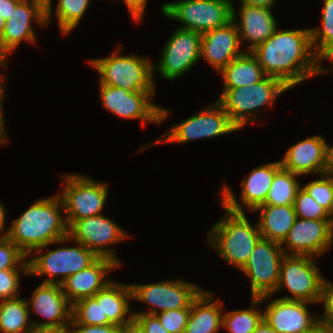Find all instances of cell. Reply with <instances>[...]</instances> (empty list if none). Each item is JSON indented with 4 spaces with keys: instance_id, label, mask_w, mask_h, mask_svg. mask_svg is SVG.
<instances>
[{
    "instance_id": "obj_38",
    "label": "cell",
    "mask_w": 333,
    "mask_h": 333,
    "mask_svg": "<svg viewBox=\"0 0 333 333\" xmlns=\"http://www.w3.org/2000/svg\"><path fill=\"white\" fill-rule=\"evenodd\" d=\"M28 274V269H6L0 271V301L19 297L20 273ZM20 272V273H19Z\"/></svg>"
},
{
    "instance_id": "obj_26",
    "label": "cell",
    "mask_w": 333,
    "mask_h": 333,
    "mask_svg": "<svg viewBox=\"0 0 333 333\" xmlns=\"http://www.w3.org/2000/svg\"><path fill=\"white\" fill-rule=\"evenodd\" d=\"M213 297L212 292L203 290L192 302L184 333H216L222 328L223 303Z\"/></svg>"
},
{
    "instance_id": "obj_33",
    "label": "cell",
    "mask_w": 333,
    "mask_h": 333,
    "mask_svg": "<svg viewBox=\"0 0 333 333\" xmlns=\"http://www.w3.org/2000/svg\"><path fill=\"white\" fill-rule=\"evenodd\" d=\"M91 0H58L56 16L62 35L74 30L89 7Z\"/></svg>"
},
{
    "instance_id": "obj_9",
    "label": "cell",
    "mask_w": 333,
    "mask_h": 333,
    "mask_svg": "<svg viewBox=\"0 0 333 333\" xmlns=\"http://www.w3.org/2000/svg\"><path fill=\"white\" fill-rule=\"evenodd\" d=\"M206 107L199 113L172 125L164 136L149 143L151 144L149 146L143 145L139 151L161 142L187 143L195 139L213 138L240 130L217 101L214 105Z\"/></svg>"
},
{
    "instance_id": "obj_10",
    "label": "cell",
    "mask_w": 333,
    "mask_h": 333,
    "mask_svg": "<svg viewBox=\"0 0 333 333\" xmlns=\"http://www.w3.org/2000/svg\"><path fill=\"white\" fill-rule=\"evenodd\" d=\"M284 256L281 244L262 237L258 240L241 269L250 281L251 297H261V301L264 302L275 294Z\"/></svg>"
},
{
    "instance_id": "obj_39",
    "label": "cell",
    "mask_w": 333,
    "mask_h": 333,
    "mask_svg": "<svg viewBox=\"0 0 333 333\" xmlns=\"http://www.w3.org/2000/svg\"><path fill=\"white\" fill-rule=\"evenodd\" d=\"M190 308L168 310L155 314L162 326L169 333H184L187 325Z\"/></svg>"
},
{
    "instance_id": "obj_1",
    "label": "cell",
    "mask_w": 333,
    "mask_h": 333,
    "mask_svg": "<svg viewBox=\"0 0 333 333\" xmlns=\"http://www.w3.org/2000/svg\"><path fill=\"white\" fill-rule=\"evenodd\" d=\"M310 29L277 28L271 37L250 51L266 76L278 78L293 88L308 78L332 72L320 64L312 48Z\"/></svg>"
},
{
    "instance_id": "obj_49",
    "label": "cell",
    "mask_w": 333,
    "mask_h": 333,
    "mask_svg": "<svg viewBox=\"0 0 333 333\" xmlns=\"http://www.w3.org/2000/svg\"><path fill=\"white\" fill-rule=\"evenodd\" d=\"M277 0H239L241 4L272 8Z\"/></svg>"
},
{
    "instance_id": "obj_20",
    "label": "cell",
    "mask_w": 333,
    "mask_h": 333,
    "mask_svg": "<svg viewBox=\"0 0 333 333\" xmlns=\"http://www.w3.org/2000/svg\"><path fill=\"white\" fill-rule=\"evenodd\" d=\"M27 304L29 312L33 310L45 320H32V324L68 329L72 320V304L63 293L61 284L41 283Z\"/></svg>"
},
{
    "instance_id": "obj_42",
    "label": "cell",
    "mask_w": 333,
    "mask_h": 333,
    "mask_svg": "<svg viewBox=\"0 0 333 333\" xmlns=\"http://www.w3.org/2000/svg\"><path fill=\"white\" fill-rule=\"evenodd\" d=\"M134 318L142 325L146 333H169L155 314H134Z\"/></svg>"
},
{
    "instance_id": "obj_2",
    "label": "cell",
    "mask_w": 333,
    "mask_h": 333,
    "mask_svg": "<svg viewBox=\"0 0 333 333\" xmlns=\"http://www.w3.org/2000/svg\"><path fill=\"white\" fill-rule=\"evenodd\" d=\"M63 212L64 206L58 194L37 200L21 216L13 220L6 237L27 257L35 249L53 242H69Z\"/></svg>"
},
{
    "instance_id": "obj_13",
    "label": "cell",
    "mask_w": 333,
    "mask_h": 333,
    "mask_svg": "<svg viewBox=\"0 0 333 333\" xmlns=\"http://www.w3.org/2000/svg\"><path fill=\"white\" fill-rule=\"evenodd\" d=\"M133 299L149 305L150 311L133 314H157L168 310L191 308L192 302L204 290L196 284L177 280H164L150 284H131Z\"/></svg>"
},
{
    "instance_id": "obj_16",
    "label": "cell",
    "mask_w": 333,
    "mask_h": 333,
    "mask_svg": "<svg viewBox=\"0 0 333 333\" xmlns=\"http://www.w3.org/2000/svg\"><path fill=\"white\" fill-rule=\"evenodd\" d=\"M332 243V220L297 217L281 245L285 255L318 257L327 253Z\"/></svg>"
},
{
    "instance_id": "obj_28",
    "label": "cell",
    "mask_w": 333,
    "mask_h": 333,
    "mask_svg": "<svg viewBox=\"0 0 333 333\" xmlns=\"http://www.w3.org/2000/svg\"><path fill=\"white\" fill-rule=\"evenodd\" d=\"M224 88H238L260 82L266 75L250 51H244L221 71Z\"/></svg>"
},
{
    "instance_id": "obj_45",
    "label": "cell",
    "mask_w": 333,
    "mask_h": 333,
    "mask_svg": "<svg viewBox=\"0 0 333 333\" xmlns=\"http://www.w3.org/2000/svg\"><path fill=\"white\" fill-rule=\"evenodd\" d=\"M21 0H0V15L2 18L7 21L11 16L15 6Z\"/></svg>"
},
{
    "instance_id": "obj_19",
    "label": "cell",
    "mask_w": 333,
    "mask_h": 333,
    "mask_svg": "<svg viewBox=\"0 0 333 333\" xmlns=\"http://www.w3.org/2000/svg\"><path fill=\"white\" fill-rule=\"evenodd\" d=\"M309 303L275 298L264 309L263 318L276 333H322L320 317L310 314Z\"/></svg>"
},
{
    "instance_id": "obj_14",
    "label": "cell",
    "mask_w": 333,
    "mask_h": 333,
    "mask_svg": "<svg viewBox=\"0 0 333 333\" xmlns=\"http://www.w3.org/2000/svg\"><path fill=\"white\" fill-rule=\"evenodd\" d=\"M68 237L71 241L84 245L98 257L110 258L121 266V260L119 261L115 251L109 246L130 238V235L114 220L101 214L75 220L68 227Z\"/></svg>"
},
{
    "instance_id": "obj_40",
    "label": "cell",
    "mask_w": 333,
    "mask_h": 333,
    "mask_svg": "<svg viewBox=\"0 0 333 333\" xmlns=\"http://www.w3.org/2000/svg\"><path fill=\"white\" fill-rule=\"evenodd\" d=\"M323 302L324 315L319 316L320 326L323 332H333V283L325 278L322 283L321 300Z\"/></svg>"
},
{
    "instance_id": "obj_41",
    "label": "cell",
    "mask_w": 333,
    "mask_h": 333,
    "mask_svg": "<svg viewBox=\"0 0 333 333\" xmlns=\"http://www.w3.org/2000/svg\"><path fill=\"white\" fill-rule=\"evenodd\" d=\"M67 333H121V327L116 325H79L73 319Z\"/></svg>"
},
{
    "instance_id": "obj_11",
    "label": "cell",
    "mask_w": 333,
    "mask_h": 333,
    "mask_svg": "<svg viewBox=\"0 0 333 333\" xmlns=\"http://www.w3.org/2000/svg\"><path fill=\"white\" fill-rule=\"evenodd\" d=\"M314 257L285 255L281 262L280 278L275 289H287L292 296L279 297L285 300H302L319 303L321 300L322 276Z\"/></svg>"
},
{
    "instance_id": "obj_44",
    "label": "cell",
    "mask_w": 333,
    "mask_h": 333,
    "mask_svg": "<svg viewBox=\"0 0 333 333\" xmlns=\"http://www.w3.org/2000/svg\"><path fill=\"white\" fill-rule=\"evenodd\" d=\"M4 84L0 87V142L3 143V145H7L8 137H7V131L5 129V120H4V111H3V98L5 95L4 90Z\"/></svg>"
},
{
    "instance_id": "obj_6",
    "label": "cell",
    "mask_w": 333,
    "mask_h": 333,
    "mask_svg": "<svg viewBox=\"0 0 333 333\" xmlns=\"http://www.w3.org/2000/svg\"><path fill=\"white\" fill-rule=\"evenodd\" d=\"M77 247H58L51 250L49 244L35 249L31 254L43 253L28 259V274L47 276L42 283L61 284L70 275L88 268L99 257L84 245L75 242ZM44 250H48L44 253ZM50 250V251H49ZM56 279V280H55Z\"/></svg>"
},
{
    "instance_id": "obj_3",
    "label": "cell",
    "mask_w": 333,
    "mask_h": 333,
    "mask_svg": "<svg viewBox=\"0 0 333 333\" xmlns=\"http://www.w3.org/2000/svg\"><path fill=\"white\" fill-rule=\"evenodd\" d=\"M223 208L225 215L214 224L210 232H207L206 242L228 265L241 270L261 238V234L258 224L252 225L245 213Z\"/></svg>"
},
{
    "instance_id": "obj_50",
    "label": "cell",
    "mask_w": 333,
    "mask_h": 333,
    "mask_svg": "<svg viewBox=\"0 0 333 333\" xmlns=\"http://www.w3.org/2000/svg\"><path fill=\"white\" fill-rule=\"evenodd\" d=\"M5 207L3 206V204L0 202V237H6L7 236V233L8 231L5 230Z\"/></svg>"
},
{
    "instance_id": "obj_4",
    "label": "cell",
    "mask_w": 333,
    "mask_h": 333,
    "mask_svg": "<svg viewBox=\"0 0 333 333\" xmlns=\"http://www.w3.org/2000/svg\"><path fill=\"white\" fill-rule=\"evenodd\" d=\"M290 88L275 77L265 76L260 82L238 88H223L216 100L229 115L230 120L239 128L257 121L259 110L270 108L282 93Z\"/></svg>"
},
{
    "instance_id": "obj_24",
    "label": "cell",
    "mask_w": 333,
    "mask_h": 333,
    "mask_svg": "<svg viewBox=\"0 0 333 333\" xmlns=\"http://www.w3.org/2000/svg\"><path fill=\"white\" fill-rule=\"evenodd\" d=\"M238 10L239 13H236L233 4V19L237 20V14L240 16L239 23H236L240 44L241 40L250 42L246 51H251L266 41L278 28L271 8L242 4Z\"/></svg>"
},
{
    "instance_id": "obj_55",
    "label": "cell",
    "mask_w": 333,
    "mask_h": 333,
    "mask_svg": "<svg viewBox=\"0 0 333 333\" xmlns=\"http://www.w3.org/2000/svg\"><path fill=\"white\" fill-rule=\"evenodd\" d=\"M332 232H333V216H332Z\"/></svg>"
},
{
    "instance_id": "obj_34",
    "label": "cell",
    "mask_w": 333,
    "mask_h": 333,
    "mask_svg": "<svg viewBox=\"0 0 333 333\" xmlns=\"http://www.w3.org/2000/svg\"><path fill=\"white\" fill-rule=\"evenodd\" d=\"M72 319L79 325H103L101 301L93 296L72 304Z\"/></svg>"
},
{
    "instance_id": "obj_8",
    "label": "cell",
    "mask_w": 333,
    "mask_h": 333,
    "mask_svg": "<svg viewBox=\"0 0 333 333\" xmlns=\"http://www.w3.org/2000/svg\"><path fill=\"white\" fill-rule=\"evenodd\" d=\"M62 193H57L64 206V217L69 227L75 220L101 215L108 197L107 184L81 174L63 175Z\"/></svg>"
},
{
    "instance_id": "obj_5",
    "label": "cell",
    "mask_w": 333,
    "mask_h": 333,
    "mask_svg": "<svg viewBox=\"0 0 333 333\" xmlns=\"http://www.w3.org/2000/svg\"><path fill=\"white\" fill-rule=\"evenodd\" d=\"M118 47L106 58L89 60V64L98 72L99 84L120 87L129 92L156 91L153 63L149 57L137 54L121 55Z\"/></svg>"
},
{
    "instance_id": "obj_35",
    "label": "cell",
    "mask_w": 333,
    "mask_h": 333,
    "mask_svg": "<svg viewBox=\"0 0 333 333\" xmlns=\"http://www.w3.org/2000/svg\"><path fill=\"white\" fill-rule=\"evenodd\" d=\"M294 209L302 219L332 220V215L309 195L302 186L297 190Z\"/></svg>"
},
{
    "instance_id": "obj_15",
    "label": "cell",
    "mask_w": 333,
    "mask_h": 333,
    "mask_svg": "<svg viewBox=\"0 0 333 333\" xmlns=\"http://www.w3.org/2000/svg\"><path fill=\"white\" fill-rule=\"evenodd\" d=\"M201 33L178 27L166 42L159 65H153L157 73L167 81L182 77L198 63L200 59Z\"/></svg>"
},
{
    "instance_id": "obj_31",
    "label": "cell",
    "mask_w": 333,
    "mask_h": 333,
    "mask_svg": "<svg viewBox=\"0 0 333 333\" xmlns=\"http://www.w3.org/2000/svg\"><path fill=\"white\" fill-rule=\"evenodd\" d=\"M298 177L281 167L274 175L263 205H294L297 190L301 187Z\"/></svg>"
},
{
    "instance_id": "obj_53",
    "label": "cell",
    "mask_w": 333,
    "mask_h": 333,
    "mask_svg": "<svg viewBox=\"0 0 333 333\" xmlns=\"http://www.w3.org/2000/svg\"><path fill=\"white\" fill-rule=\"evenodd\" d=\"M6 60H7L6 56H1L0 57V66L5 68L6 63H7ZM5 80H6L5 75H0V87L3 85V83H5Z\"/></svg>"
},
{
    "instance_id": "obj_25",
    "label": "cell",
    "mask_w": 333,
    "mask_h": 333,
    "mask_svg": "<svg viewBox=\"0 0 333 333\" xmlns=\"http://www.w3.org/2000/svg\"><path fill=\"white\" fill-rule=\"evenodd\" d=\"M93 297L101 301L103 325L113 324L122 327L134 318L129 303L133 299L131 284L112 281Z\"/></svg>"
},
{
    "instance_id": "obj_21",
    "label": "cell",
    "mask_w": 333,
    "mask_h": 333,
    "mask_svg": "<svg viewBox=\"0 0 333 333\" xmlns=\"http://www.w3.org/2000/svg\"><path fill=\"white\" fill-rule=\"evenodd\" d=\"M236 19L228 24L201 34L200 59H205L220 72L245 50L240 49Z\"/></svg>"
},
{
    "instance_id": "obj_43",
    "label": "cell",
    "mask_w": 333,
    "mask_h": 333,
    "mask_svg": "<svg viewBox=\"0 0 333 333\" xmlns=\"http://www.w3.org/2000/svg\"><path fill=\"white\" fill-rule=\"evenodd\" d=\"M147 1L148 0H123L127 9L129 10L132 19L135 22L140 23L141 19L143 18Z\"/></svg>"
},
{
    "instance_id": "obj_32",
    "label": "cell",
    "mask_w": 333,
    "mask_h": 333,
    "mask_svg": "<svg viewBox=\"0 0 333 333\" xmlns=\"http://www.w3.org/2000/svg\"><path fill=\"white\" fill-rule=\"evenodd\" d=\"M261 303V297H251L249 309L225 312L222 328L230 333H252L263 319V311L257 308Z\"/></svg>"
},
{
    "instance_id": "obj_48",
    "label": "cell",
    "mask_w": 333,
    "mask_h": 333,
    "mask_svg": "<svg viewBox=\"0 0 333 333\" xmlns=\"http://www.w3.org/2000/svg\"><path fill=\"white\" fill-rule=\"evenodd\" d=\"M121 333H146L142 325L133 318L130 322L121 327Z\"/></svg>"
},
{
    "instance_id": "obj_30",
    "label": "cell",
    "mask_w": 333,
    "mask_h": 333,
    "mask_svg": "<svg viewBox=\"0 0 333 333\" xmlns=\"http://www.w3.org/2000/svg\"><path fill=\"white\" fill-rule=\"evenodd\" d=\"M322 8V28L310 29L311 44L316 56L321 60H333V0H324Z\"/></svg>"
},
{
    "instance_id": "obj_51",
    "label": "cell",
    "mask_w": 333,
    "mask_h": 333,
    "mask_svg": "<svg viewBox=\"0 0 333 333\" xmlns=\"http://www.w3.org/2000/svg\"><path fill=\"white\" fill-rule=\"evenodd\" d=\"M252 333H276L263 318Z\"/></svg>"
},
{
    "instance_id": "obj_17",
    "label": "cell",
    "mask_w": 333,
    "mask_h": 333,
    "mask_svg": "<svg viewBox=\"0 0 333 333\" xmlns=\"http://www.w3.org/2000/svg\"><path fill=\"white\" fill-rule=\"evenodd\" d=\"M281 167L279 160L252 169L242 181L241 198H239L241 202L237 200L232 190L224 183L223 188L219 191L220 194L218 193V195H221V205L237 213H245L246 208L251 212L254 211L265 203L274 175Z\"/></svg>"
},
{
    "instance_id": "obj_36",
    "label": "cell",
    "mask_w": 333,
    "mask_h": 333,
    "mask_svg": "<svg viewBox=\"0 0 333 333\" xmlns=\"http://www.w3.org/2000/svg\"><path fill=\"white\" fill-rule=\"evenodd\" d=\"M302 188L333 216V177L320 175Z\"/></svg>"
},
{
    "instance_id": "obj_12",
    "label": "cell",
    "mask_w": 333,
    "mask_h": 333,
    "mask_svg": "<svg viewBox=\"0 0 333 333\" xmlns=\"http://www.w3.org/2000/svg\"><path fill=\"white\" fill-rule=\"evenodd\" d=\"M102 106L112 114L125 119H139L147 123L164 122L170 115L168 109L152 102L156 91L129 92L120 87L99 84Z\"/></svg>"
},
{
    "instance_id": "obj_22",
    "label": "cell",
    "mask_w": 333,
    "mask_h": 333,
    "mask_svg": "<svg viewBox=\"0 0 333 333\" xmlns=\"http://www.w3.org/2000/svg\"><path fill=\"white\" fill-rule=\"evenodd\" d=\"M117 267L120 265L114 260L99 257L88 268L66 278L61 283L63 293L71 304L80 299L92 297L112 282V280L106 279V276Z\"/></svg>"
},
{
    "instance_id": "obj_52",
    "label": "cell",
    "mask_w": 333,
    "mask_h": 333,
    "mask_svg": "<svg viewBox=\"0 0 333 333\" xmlns=\"http://www.w3.org/2000/svg\"><path fill=\"white\" fill-rule=\"evenodd\" d=\"M39 2H41L45 7H46V24H49L50 21V16L52 14V0H37Z\"/></svg>"
},
{
    "instance_id": "obj_46",
    "label": "cell",
    "mask_w": 333,
    "mask_h": 333,
    "mask_svg": "<svg viewBox=\"0 0 333 333\" xmlns=\"http://www.w3.org/2000/svg\"><path fill=\"white\" fill-rule=\"evenodd\" d=\"M323 174L329 177H333V145L330 146L327 142L325 147V163Z\"/></svg>"
},
{
    "instance_id": "obj_23",
    "label": "cell",
    "mask_w": 333,
    "mask_h": 333,
    "mask_svg": "<svg viewBox=\"0 0 333 333\" xmlns=\"http://www.w3.org/2000/svg\"><path fill=\"white\" fill-rule=\"evenodd\" d=\"M326 140L323 136L307 137L292 145L286 151L281 166L299 176L323 175Z\"/></svg>"
},
{
    "instance_id": "obj_27",
    "label": "cell",
    "mask_w": 333,
    "mask_h": 333,
    "mask_svg": "<svg viewBox=\"0 0 333 333\" xmlns=\"http://www.w3.org/2000/svg\"><path fill=\"white\" fill-rule=\"evenodd\" d=\"M256 211L260 212L257 224L261 237L282 244L297 218L294 205H260Z\"/></svg>"
},
{
    "instance_id": "obj_54",
    "label": "cell",
    "mask_w": 333,
    "mask_h": 333,
    "mask_svg": "<svg viewBox=\"0 0 333 333\" xmlns=\"http://www.w3.org/2000/svg\"><path fill=\"white\" fill-rule=\"evenodd\" d=\"M5 20L2 18V16L0 15V37L4 31V28H5Z\"/></svg>"
},
{
    "instance_id": "obj_29",
    "label": "cell",
    "mask_w": 333,
    "mask_h": 333,
    "mask_svg": "<svg viewBox=\"0 0 333 333\" xmlns=\"http://www.w3.org/2000/svg\"><path fill=\"white\" fill-rule=\"evenodd\" d=\"M27 299L19 297L0 301V332L26 333L31 328Z\"/></svg>"
},
{
    "instance_id": "obj_18",
    "label": "cell",
    "mask_w": 333,
    "mask_h": 333,
    "mask_svg": "<svg viewBox=\"0 0 333 333\" xmlns=\"http://www.w3.org/2000/svg\"><path fill=\"white\" fill-rule=\"evenodd\" d=\"M5 22L0 37V55L8 57L22 41L36 42V33L32 24H46V7L37 0H21Z\"/></svg>"
},
{
    "instance_id": "obj_7",
    "label": "cell",
    "mask_w": 333,
    "mask_h": 333,
    "mask_svg": "<svg viewBox=\"0 0 333 333\" xmlns=\"http://www.w3.org/2000/svg\"><path fill=\"white\" fill-rule=\"evenodd\" d=\"M165 17L183 24L181 29L204 33L233 20L231 0H181L161 5Z\"/></svg>"
},
{
    "instance_id": "obj_37",
    "label": "cell",
    "mask_w": 333,
    "mask_h": 333,
    "mask_svg": "<svg viewBox=\"0 0 333 333\" xmlns=\"http://www.w3.org/2000/svg\"><path fill=\"white\" fill-rule=\"evenodd\" d=\"M26 257L11 240L7 237H0V271L6 269H28Z\"/></svg>"
},
{
    "instance_id": "obj_47",
    "label": "cell",
    "mask_w": 333,
    "mask_h": 333,
    "mask_svg": "<svg viewBox=\"0 0 333 333\" xmlns=\"http://www.w3.org/2000/svg\"><path fill=\"white\" fill-rule=\"evenodd\" d=\"M26 333H67L65 328L32 324Z\"/></svg>"
}]
</instances>
